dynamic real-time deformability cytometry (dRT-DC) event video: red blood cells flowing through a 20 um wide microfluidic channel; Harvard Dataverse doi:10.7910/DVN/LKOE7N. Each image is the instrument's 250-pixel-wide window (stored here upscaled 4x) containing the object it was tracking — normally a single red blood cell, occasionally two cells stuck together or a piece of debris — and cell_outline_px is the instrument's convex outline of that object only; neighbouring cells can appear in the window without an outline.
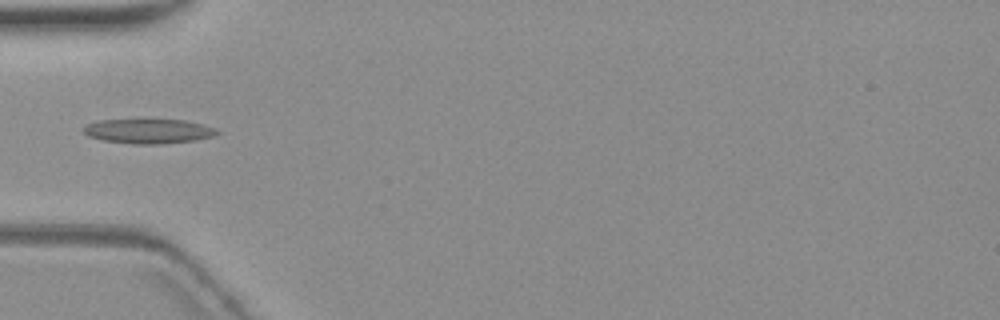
{"species": "common noctule bat (a hibernating species)", "species_latin": "Nyctalus noctula", "temperature_condition": "warm", "stored_images_in_passage": 1, "camera_frame_rate_fps": 3000, "um_per_image_px": 0.085, "animal": {"sex": "female", "body_mass_g": 19.3, "forearm_length_mm": 54.1}, "frame": {"image": 1, "passage_image": 1, "time_ms": 0.0, "image_size_px": [1000, 320], "cell_outline_px": [[220, 132], [212, 136], [192, 140], [160, 144], [132, 144], [100, 140], [88, 136], [84, 132], [84, 128], [88, 124], [100, 120], [184, 120], [216, 128]], "centroid_in_image_um": [12.59, 11.16], "position_along_channel_um": 72.4, "area_um2": 18.84}}